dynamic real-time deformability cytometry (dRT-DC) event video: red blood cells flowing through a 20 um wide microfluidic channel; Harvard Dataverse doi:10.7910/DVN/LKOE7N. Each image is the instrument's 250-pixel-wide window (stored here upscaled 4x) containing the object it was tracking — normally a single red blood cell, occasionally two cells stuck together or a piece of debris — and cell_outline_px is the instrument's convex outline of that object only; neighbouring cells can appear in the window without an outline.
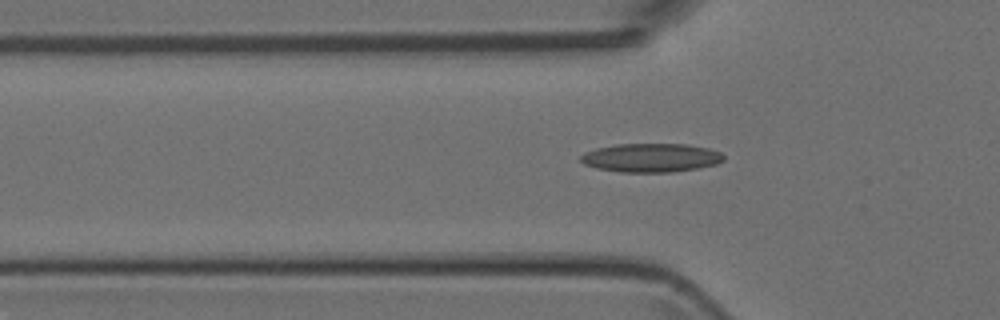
{"species": "Egyptian fruit bat (a non-hibernating species)", "species_latin": "Rousettus aegyptiacus", "temperature_condition": "room temperature", "stored_images_in_passage": 3, "camera_frame_rate_fps": 3000, "um_per_image_px": 0.085, "animal": {"sex": "female"}, "frame": {"image": 1, "passage_image": 3, "time_ms": 3.333, "image_size_px": [1000, 320], "cell_outline_px": [[724, 160], [716, 164], [696, 168], [672, 172], [620, 172], [596, 168], [584, 164], [580, 160], [580, 156], [584, 152], [596, 148], [616, 144], [688, 144], [708, 148], [720, 152], [724, 156]], "centroid_in_image_um": [55.31, 13.4], "position_along_channel_um": 70.5, "area_um2": 23.99}}